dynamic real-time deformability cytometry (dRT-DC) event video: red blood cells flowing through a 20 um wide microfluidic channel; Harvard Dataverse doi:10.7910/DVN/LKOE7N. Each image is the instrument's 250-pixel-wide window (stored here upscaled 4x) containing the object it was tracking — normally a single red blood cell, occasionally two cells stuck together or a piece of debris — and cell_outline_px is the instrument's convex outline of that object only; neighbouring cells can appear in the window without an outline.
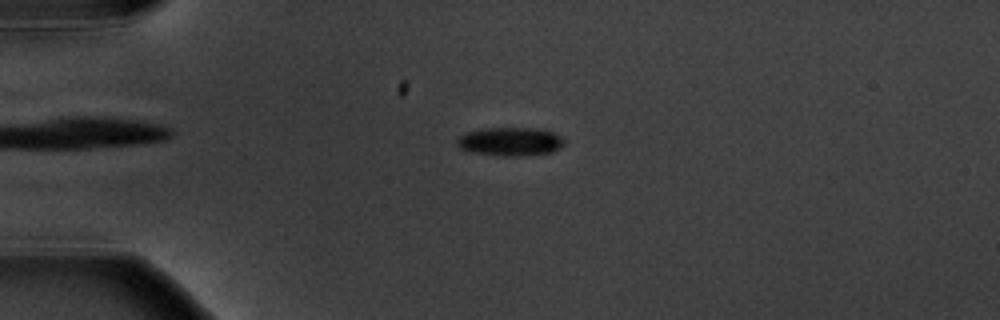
{"species": "common noctule bat (a hibernating species)", "species_latin": "Nyctalus noctula", "temperature_condition": "warm", "stored_images_in_passage": 2, "camera_frame_rate_fps": 3000, "um_per_image_px": 0.085, "animal": {"sex": "male", "body_mass_g": 20.1, "forearm_length_mm": 53.5}, "frame": {"image": 1, "passage_image": 1, "time_ms": 0.0, "image_size_px": [1000, 320], "cell_outline_px": [[564, 144], [560, 148], [552, 152], [516, 156], [500, 156], [472, 152], [460, 148], [456, 144], [456, 136], [468, 132], [484, 128], [536, 128], [552, 132], [560, 136], [564, 140]], "centroid_in_image_um": [43.34, 12.03], "position_along_channel_um": 41.7, "area_um2": 17.86}}